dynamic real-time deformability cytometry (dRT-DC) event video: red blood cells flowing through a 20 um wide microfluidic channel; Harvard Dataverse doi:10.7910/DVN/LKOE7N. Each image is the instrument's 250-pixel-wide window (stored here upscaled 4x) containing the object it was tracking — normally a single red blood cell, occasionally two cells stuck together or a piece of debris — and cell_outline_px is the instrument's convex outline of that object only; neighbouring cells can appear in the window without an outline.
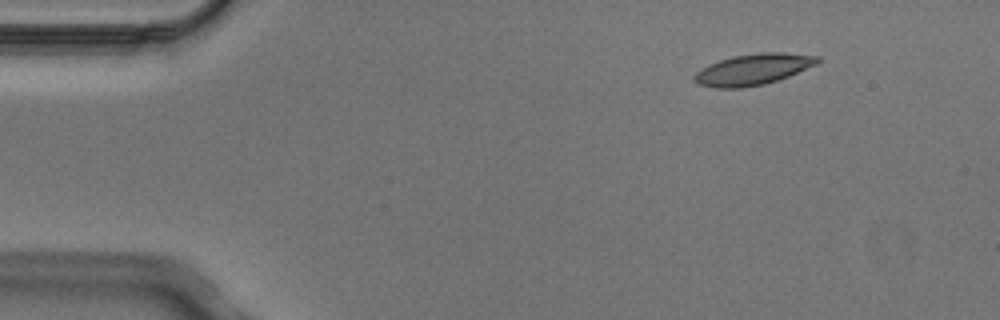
{"species": "Egyptian fruit bat (a non-hibernating species)", "species_latin": "Rousettus aegyptiacus", "temperature_condition": "cold", "stored_images_in_passage": 4, "camera_frame_rate_fps": 3000, "um_per_image_px": 0.085, "animal": {"sex": "male"}, "frame": {"image": 1, "passage_image": 2, "time_ms": 0.333, "image_size_px": [1000, 320], "cell_outline_px": [[820, 60], [816, 64], [788, 76], [764, 84], [740, 88], [716, 88], [696, 84], [692, 80], [692, 76], [696, 72], [708, 64], [732, 56], [760, 52], [784, 52], [820, 56]], "centroid_in_image_um": [63.97, 5.89], "position_along_channel_um": 21.0, "area_um2": 22.37}}